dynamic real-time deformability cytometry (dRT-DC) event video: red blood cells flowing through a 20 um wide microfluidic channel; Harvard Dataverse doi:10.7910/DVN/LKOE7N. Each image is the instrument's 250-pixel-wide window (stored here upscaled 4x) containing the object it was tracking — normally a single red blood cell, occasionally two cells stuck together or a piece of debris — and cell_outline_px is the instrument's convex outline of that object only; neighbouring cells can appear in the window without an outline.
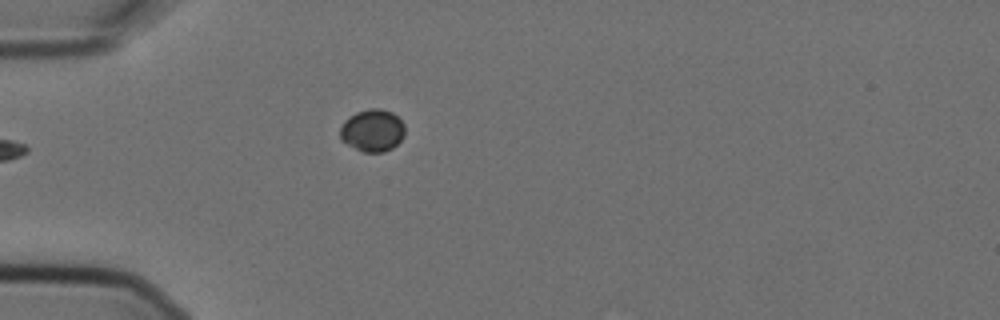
{"species": "Egyptian fruit bat (a non-hibernating species)", "species_latin": "Rousettus aegyptiacus", "temperature_condition": "cold", "stored_images_in_passage": 5, "camera_frame_rate_fps": 3000, "um_per_image_px": 0.085, "animal": {"sex": "female"}, "frame": {"image": 1, "passage_image": 5, "time_ms": 1.333, "image_size_px": [1000, 320], "cell_outline_px": [[404, 136], [392, 148], [384, 152], [364, 152], [340, 140], [340, 128], [344, 120], [356, 112], [368, 108], [380, 108], [392, 112], [404, 124]], "centroid_in_image_um": [31.65, 11.08], "position_along_channel_um": 53.4, "area_um2": 15.95}}